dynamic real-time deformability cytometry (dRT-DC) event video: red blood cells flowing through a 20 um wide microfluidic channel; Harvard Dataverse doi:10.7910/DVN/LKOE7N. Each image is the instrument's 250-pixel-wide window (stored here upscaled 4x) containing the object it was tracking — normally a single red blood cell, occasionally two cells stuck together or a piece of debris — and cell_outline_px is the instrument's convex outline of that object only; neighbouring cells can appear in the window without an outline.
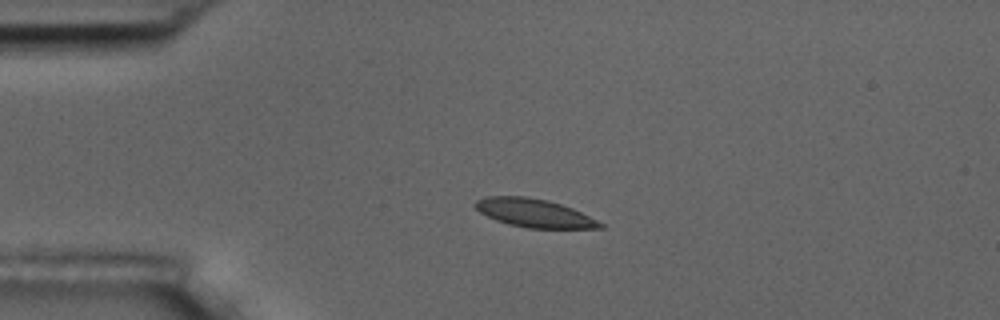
{"species": "common noctule bat (a hibernating species)", "species_latin": "Nyctalus noctula", "temperature_condition": "room temperature", "stored_images_in_passage": 2, "camera_frame_rate_fps": 3000, "um_per_image_px": 0.085, "animal": {"sex": "male", "body_mass_g": 17.5, "forearm_length_mm": 52.3}, "frame": {"image": 1, "passage_image": 1, "time_ms": 0.0, "image_size_px": [1000, 320], "cell_outline_px": [[604, 228], [528, 228], [508, 224], [496, 220], [480, 212], [472, 204], [476, 200], [488, 196], [524, 196], [544, 200], [560, 204], [572, 208], [604, 224]], "centroid_in_image_um": [45.37, 18.11], "position_along_channel_um": 39.6, "area_um2": 20.35}}